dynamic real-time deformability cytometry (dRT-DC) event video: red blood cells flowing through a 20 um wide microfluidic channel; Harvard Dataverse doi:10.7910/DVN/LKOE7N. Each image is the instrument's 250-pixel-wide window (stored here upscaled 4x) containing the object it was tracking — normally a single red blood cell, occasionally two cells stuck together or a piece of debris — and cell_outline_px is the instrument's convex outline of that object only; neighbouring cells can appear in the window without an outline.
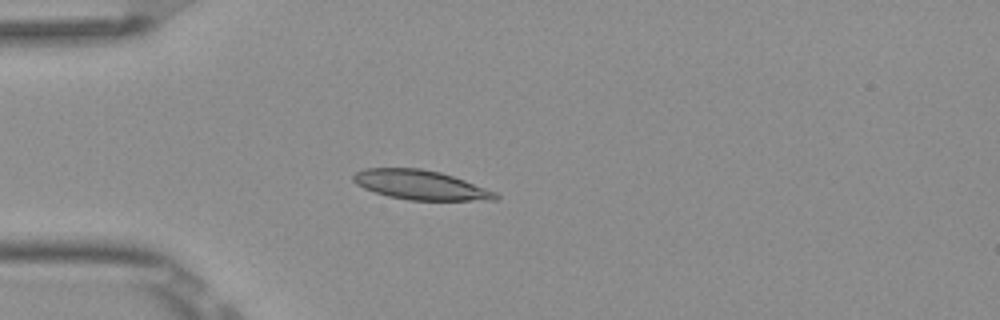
{"species": "Egyptian fruit bat (a non-hibernating species)", "species_latin": "Rousettus aegyptiacus", "temperature_condition": "room temperature", "stored_images_in_passage": 5, "camera_frame_rate_fps": 3000, "um_per_image_px": 0.085, "frame": {"image": 1, "passage_image": 5, "time_ms": 1.333, "image_size_px": [1000, 320], "cell_outline_px": [[500, 196], [496, 200], [408, 200], [388, 196], [364, 188], [356, 184], [352, 180], [352, 176], [356, 172], [364, 168], [420, 168], [440, 172], [464, 180], [496, 192]], "centroid_in_image_um": [35.72, 15.72], "position_along_channel_um": 49.3, "area_um2": 24.28}}